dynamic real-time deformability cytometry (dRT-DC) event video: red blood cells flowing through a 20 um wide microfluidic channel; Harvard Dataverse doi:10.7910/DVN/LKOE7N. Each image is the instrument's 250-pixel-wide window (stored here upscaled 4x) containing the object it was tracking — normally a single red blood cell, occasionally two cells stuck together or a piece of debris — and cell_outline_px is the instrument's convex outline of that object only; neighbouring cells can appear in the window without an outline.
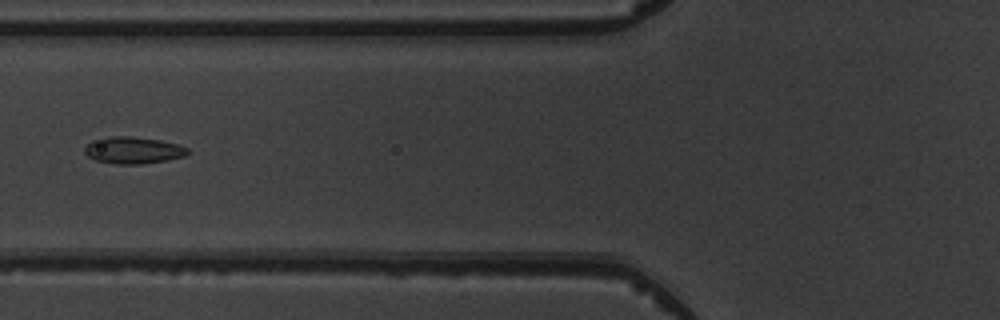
{"species": "common noctule bat (a hibernating species)", "species_latin": "Nyctalus noctula", "temperature_condition": "warm", "stored_images_in_passage": 5, "camera_frame_rate_fps": 3000, "um_per_image_px": 0.085, "animal": {"sex": "male", "body_mass_g": 19.5, "forearm_length_mm": 54.6}, "frame": {"image": 1, "passage_image": 5, "time_ms": 5.333, "image_size_px": [1000, 320], "cell_outline_px": [[188, 152], [184, 156], [168, 160], [140, 164], [116, 164], [96, 160], [88, 156], [84, 152], [84, 148], [92, 140], [112, 136], [132, 136], [160, 140], [176, 144], [188, 148]], "centroid_in_image_um": [11.3, 12.77], "position_along_channel_um": 114.5, "area_um2": 16.01}}